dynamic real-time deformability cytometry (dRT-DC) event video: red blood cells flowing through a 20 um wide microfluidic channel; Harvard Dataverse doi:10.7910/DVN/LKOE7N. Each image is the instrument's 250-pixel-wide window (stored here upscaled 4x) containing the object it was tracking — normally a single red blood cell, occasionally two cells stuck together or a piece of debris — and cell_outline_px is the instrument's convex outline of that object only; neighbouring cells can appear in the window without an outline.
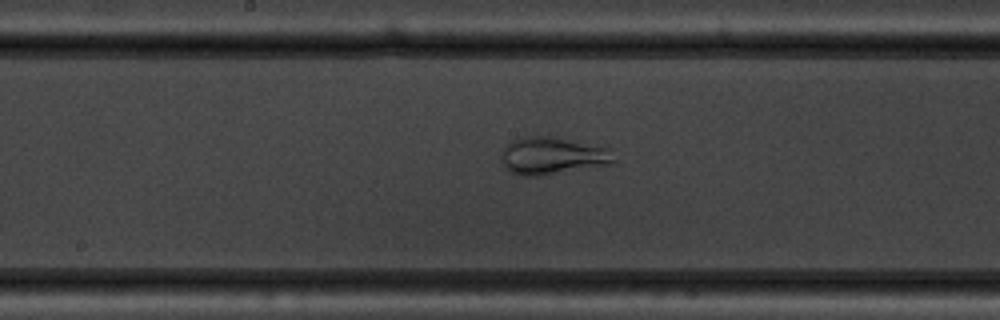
{"species": "common noctule bat (a hibernating species)", "species_latin": "Nyctalus noctula", "temperature_condition": "warm", "stored_images_in_passage": 49, "camera_frame_rate_fps": 3000, "um_per_image_px": 0.085, "animal": {"sex": "male", "body_mass_g": 19.5, "forearm_length_mm": 54.6}, "frame": {"image": 1, "passage_image": 23, "time_ms": 7.333, "image_size_px": [1000, 320], "cell_outline_px": [[616, 160], [612, 164], [544, 176], [524, 176], [512, 172], [504, 164], [500, 156], [504, 148], [512, 140], [524, 136], [556, 136], [612, 148]], "centroid_in_image_um": [47.03, 13.23], "position_along_channel_um": 201.2, "area_um2": 25.03}}
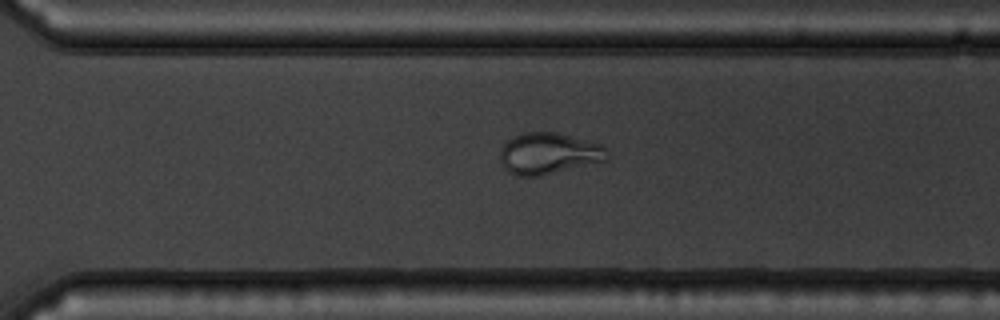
{"frame": {"image": 2, "passage_image": 33, "time_ms": 10.667, "image_size_px": [1000, 320], "cell_outline_px": [[608, 160], [540, 176], [516, 176], [508, 172], [504, 168], [500, 160], [500, 148], [512, 136], [524, 132], [556, 132], [588, 140], [600, 144], [608, 148]], "centroid_in_image_um": [46.64, 13.04], "position_along_channel_um": 324.0, "area_um2": 26.13}}
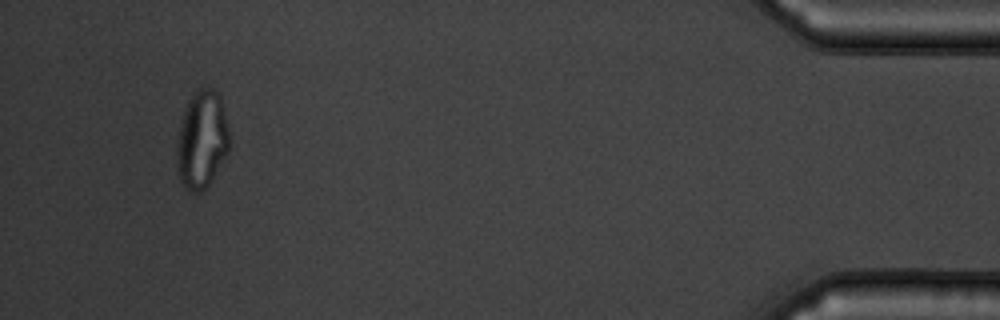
{"frame": {"image": 3, "passage_image": 46, "time_ms": 15.0, "image_size_px": [1000, 320], "cell_outline_px": [[228, 152], [208, 184], [200, 192], [192, 192], [184, 188], [180, 180], [176, 164], [176, 144], [180, 124], [188, 100], [196, 88], [212, 88], [220, 96], [228, 128]], "centroid_in_image_um": [17.12, 11.87], "position_along_channel_um": 418.1, "area_um2": 29.77}, "authors_computed_cell_mechanics": {"area_um2": 28.3798, "velocity_mm_per_s": 3.7101, "shape_relaxation_time_tau1_ms": 7.0321, "shape_relaxation_time_tau2_ms": 0.9567, "deformation_change_tau1": 0.1731, "deformation_change_tau2": 0.0576}}